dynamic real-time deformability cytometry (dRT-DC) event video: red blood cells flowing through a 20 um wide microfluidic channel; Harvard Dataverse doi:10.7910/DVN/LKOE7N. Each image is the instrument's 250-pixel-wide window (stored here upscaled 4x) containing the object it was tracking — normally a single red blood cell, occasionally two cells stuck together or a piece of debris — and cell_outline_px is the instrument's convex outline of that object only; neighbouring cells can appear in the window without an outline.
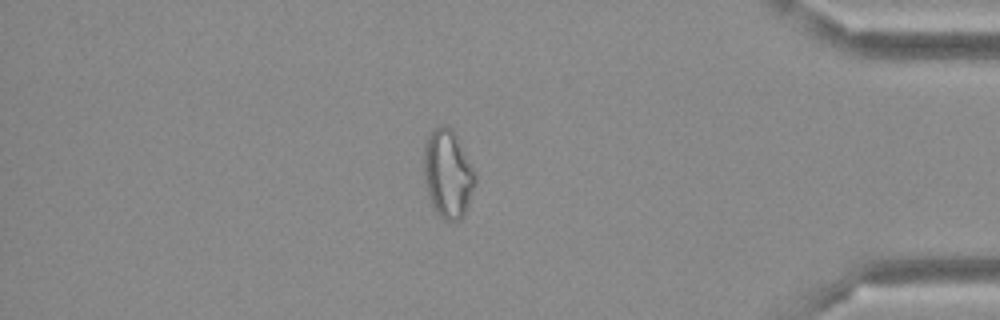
{"species": "Egyptian fruit bat (a non-hibernating species)", "species_latin": "Rousettus aegyptiacus", "temperature_condition": "cold", "stored_images_in_passage": 48, "camera_frame_rate_fps": 3000, "um_per_image_px": 0.085, "frame": {"image": 1, "passage_image": 41, "time_ms": 13.333, "image_size_px": [1000, 320], "cell_outline_px": [[476, 180], [464, 212], [460, 220], [444, 220], [436, 212], [432, 204], [424, 180], [424, 144], [432, 128], [440, 124], [444, 124], [452, 128], [476, 172]], "centroid_in_image_um": [38.05, 14.71], "position_along_channel_um": 397.1, "area_um2": 26.24}}